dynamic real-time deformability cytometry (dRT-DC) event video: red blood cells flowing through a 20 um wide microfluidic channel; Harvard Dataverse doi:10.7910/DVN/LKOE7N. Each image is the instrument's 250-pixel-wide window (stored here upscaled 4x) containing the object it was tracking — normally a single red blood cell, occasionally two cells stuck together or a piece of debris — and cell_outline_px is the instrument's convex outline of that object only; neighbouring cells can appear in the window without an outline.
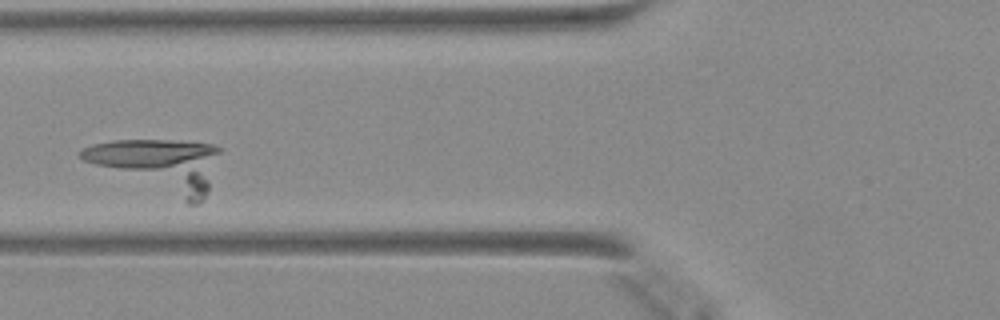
{"species": "Egyptian fruit bat (a non-hibernating species)", "species_latin": "Rousettus aegyptiacus", "temperature_condition": "warm", "stored_images_in_passage": 28, "camera_frame_rate_fps": 3000, "um_per_image_px": 0.085, "animal": {"sex": "female"}, "frame": {"image": 1, "passage_image": 16, "time_ms": 5.0, "image_size_px": [1000, 320], "cell_outline_px": [[224, 148], [208, 192], [204, 200], [200, 204], [188, 204], [84, 160], [76, 152], [92, 144], [112, 140], [168, 140], [212, 144]], "centroid_in_image_um": [13.63, 14.03], "position_along_channel_um": 112.2, "area_um2": 42.54}}